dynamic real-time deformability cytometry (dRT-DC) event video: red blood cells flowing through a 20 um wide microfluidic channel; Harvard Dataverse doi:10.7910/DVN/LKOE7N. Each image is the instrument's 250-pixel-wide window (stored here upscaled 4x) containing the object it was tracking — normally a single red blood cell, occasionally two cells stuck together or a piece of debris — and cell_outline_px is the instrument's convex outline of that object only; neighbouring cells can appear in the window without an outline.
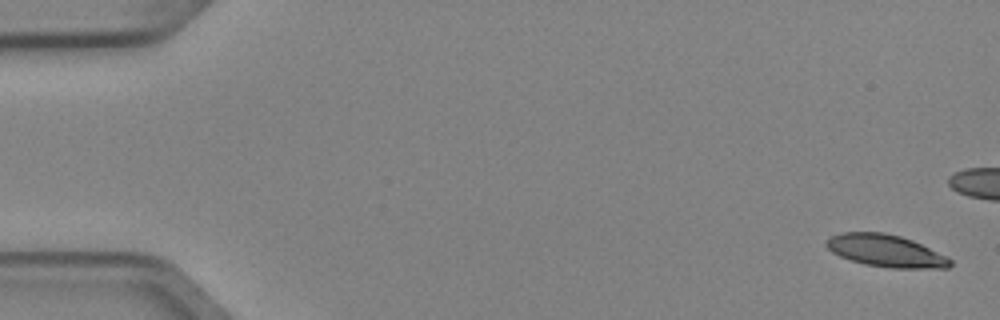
{"species": "Egyptian fruit bat (a non-hibernating species)", "species_latin": "Rousettus aegyptiacus", "temperature_condition": "cold", "stored_images_in_passage": 5, "segment_of_instrument_passage": [2, 2], "camera_frame_rate_fps": 3000, "um_per_image_px": 0.085, "animal": {"sex": "female"}, "frame": {"image": 1, "passage_image": 5, "time_ms": 1.333, "image_size_px": [1000, 320], "cell_outline_px": [[952, 264], [948, 268], [892, 268], [864, 264], [840, 256], [832, 252], [824, 244], [832, 236], [840, 232], [884, 232], [900, 236], [912, 240], [952, 260]], "centroid_in_image_um": [75.26, 21.31], "position_along_channel_um": 9.7, "area_um2": 22.95}}